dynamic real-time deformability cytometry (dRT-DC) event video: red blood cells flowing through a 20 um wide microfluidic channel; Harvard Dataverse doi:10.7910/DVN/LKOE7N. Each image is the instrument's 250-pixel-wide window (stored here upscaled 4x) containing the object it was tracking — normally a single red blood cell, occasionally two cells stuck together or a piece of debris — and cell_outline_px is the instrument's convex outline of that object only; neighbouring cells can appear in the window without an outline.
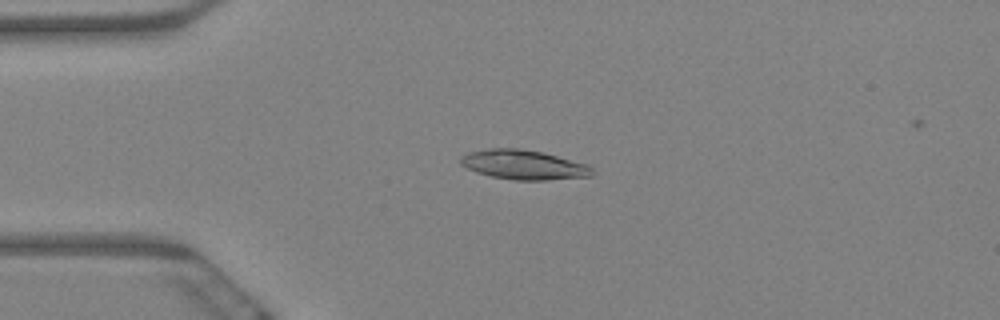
{"species": "Egyptian fruit bat (a non-hibernating species)", "species_latin": "Rousettus aegyptiacus", "temperature_condition": "warm", "stored_images_in_passage": 65, "camera_frame_rate_fps": 3000, "um_per_image_px": 0.085, "animal": {"sex": "female"}, "frame": {"image": 1, "passage_image": 16, "time_ms": 5.0, "image_size_px": [1000, 320], "cell_outline_px": [[596, 172], [592, 176], [548, 180], [512, 180], [492, 176], [476, 172], [460, 164], [460, 156], [468, 152], [488, 148], [520, 148], [544, 152], [588, 164]], "centroid_in_image_um": [44.54, 14.0], "position_along_channel_um": 40.5, "area_um2": 22.95}}
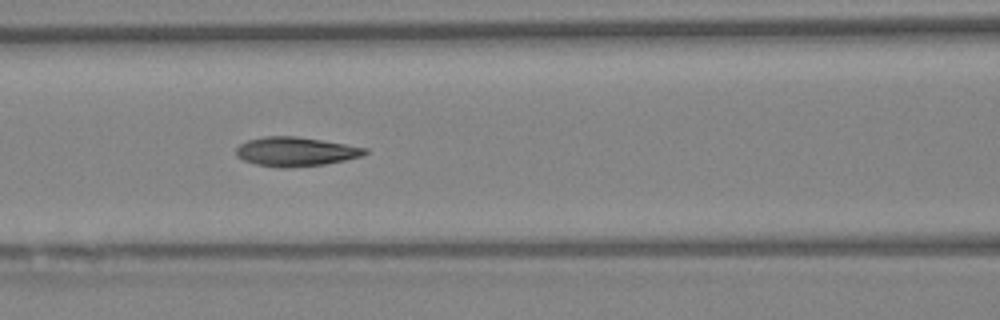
{"frame": {"image": 2, "passage_image": 28, "time_ms": 9.0, "image_size_px": [1000, 320], "cell_outline_px": [[368, 152], [360, 156], [344, 160], [324, 164], [288, 168], [276, 168], [256, 164], [244, 160], [236, 156], [236, 148], [240, 144], [248, 140], [264, 136], [296, 136], [368, 148]], "centroid_in_image_um": [25.09, 12.89], "position_along_channel_um": 141.5, "area_um2": 21.79}}
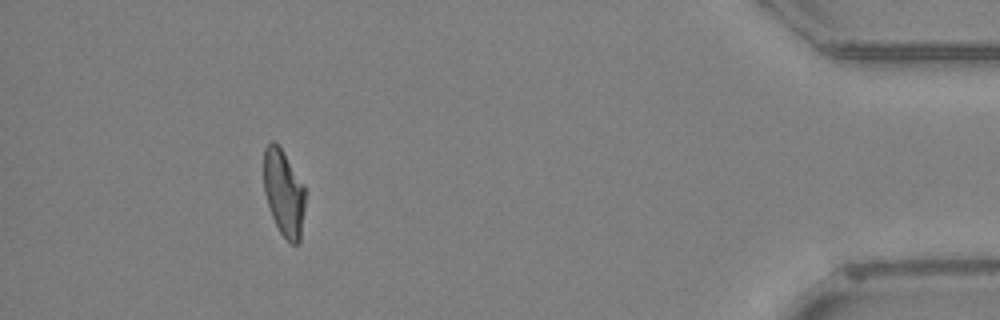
{"frame": {"image": 3, "passage_image": 59, "time_ms": 19.333, "image_size_px": [1000, 320], "cell_outline_px": [[304, 208], [300, 240], [296, 244], [292, 244], [280, 232], [272, 216], [264, 192], [264, 148], [272, 140], [280, 148], [304, 184]], "centroid_in_image_um": [24.11, 16.39], "position_along_channel_um": 411.1, "area_um2": 20.46}, "authors_computed_cell_mechanics": {"area_um2": 21.7906, "velocity_mm_per_s": 3.1995, "shape_relaxation_time_tau1_ms": 10.5088, "shape_relaxation_time_tau2_ms": 2.553, "deformation_change_tau1": 0.2464, "deformation_change_tau2": 0.094}}